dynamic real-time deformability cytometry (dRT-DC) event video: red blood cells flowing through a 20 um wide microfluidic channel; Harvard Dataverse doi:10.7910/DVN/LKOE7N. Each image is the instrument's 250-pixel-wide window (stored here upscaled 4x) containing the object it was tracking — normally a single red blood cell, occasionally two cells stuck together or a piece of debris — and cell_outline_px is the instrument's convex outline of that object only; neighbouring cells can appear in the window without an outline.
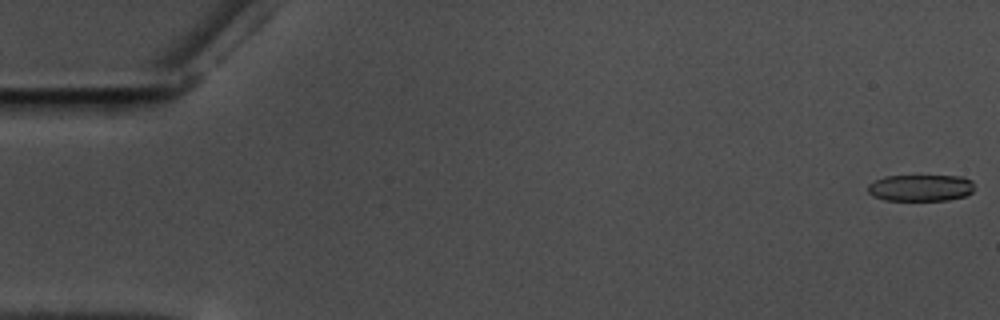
{"species": "common noctule bat (a hibernating species)", "species_latin": "Nyctalus noctula", "temperature_condition": "warm", "stored_images_in_passage": 58, "camera_frame_rate_fps": 3000, "um_per_image_px": 0.085, "animal": {"sex": "male", "body_mass_g": 17.5, "forearm_length_mm": 52.3}, "frame": {"image": 1, "passage_image": 1, "time_ms": 0.0, "image_size_px": [1000, 320], "cell_outline_px": [[972, 192], [964, 196], [948, 200], [884, 200], [872, 196], [868, 192], [868, 184], [884, 176], [964, 176], [972, 180]], "centroid_in_image_um": [78.23, 15.96], "position_along_channel_um": 6.8, "area_um2": 16.53}}
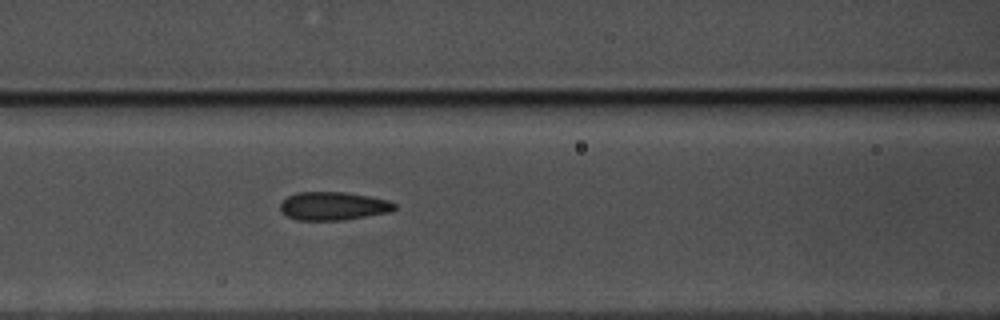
{"frame": {"image": 2, "passage_image": 25, "time_ms": 8.0, "image_size_px": [1000, 320], "cell_outline_px": [[396, 208], [392, 212], [344, 220], [296, 220], [288, 216], [280, 208], [280, 204], [288, 196], [296, 192], [344, 192], [368, 196], [388, 200], [396, 204]], "centroid_in_image_um": [28.36, 17.51], "position_along_channel_um": 138.2, "area_um2": 18.84}}
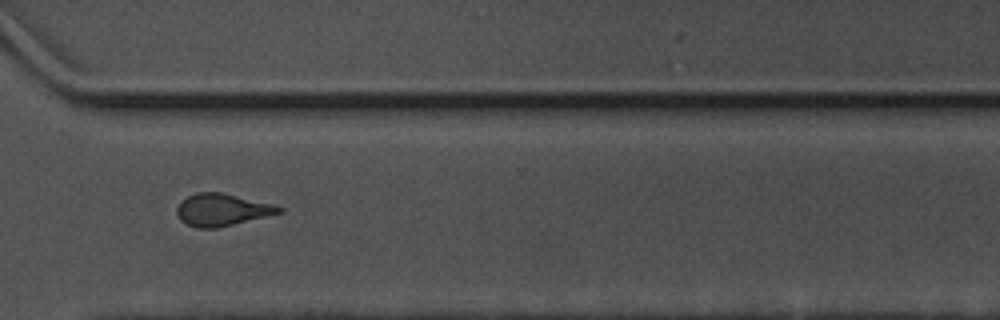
{"frame": {"image": 3, "passage_image": 43, "time_ms": 14.0, "image_size_px": [1000, 320], "cell_outline_px": [[284, 212], [216, 228], [196, 228], [180, 220], [176, 212], [176, 208], [188, 196], [196, 192], [220, 192], [272, 204], [284, 208]], "centroid_in_image_um": [18.87, 17.83], "position_along_channel_um": 351.7, "area_um2": 18.9}, "authors_computed_cell_mechanics": {"area_um2": 18.8428, "velocity_mm_per_s": 3.5677, "shape_relaxation_time_tau1_ms": null, "shape_relaxation_time_tau2_ms": 1.8199, "deformation_change_tau1": null, "deformation_change_tau2": 0.0736}}